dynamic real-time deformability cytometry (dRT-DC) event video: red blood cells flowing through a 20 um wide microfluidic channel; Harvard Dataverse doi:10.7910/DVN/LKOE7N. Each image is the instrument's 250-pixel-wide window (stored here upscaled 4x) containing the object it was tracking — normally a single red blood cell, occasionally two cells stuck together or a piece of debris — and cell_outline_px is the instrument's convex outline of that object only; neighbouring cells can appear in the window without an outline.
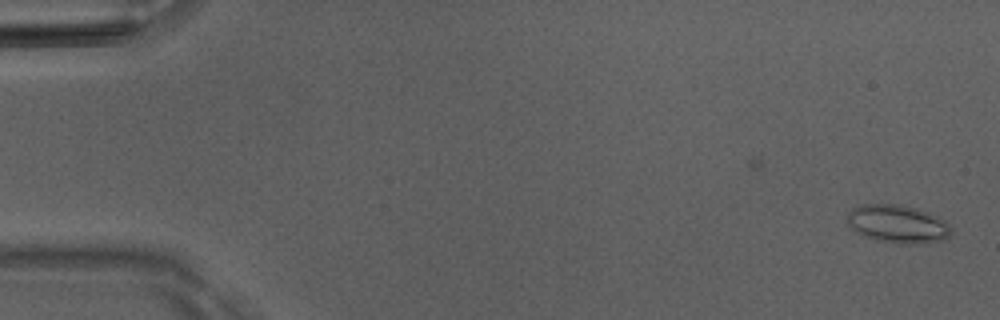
{"species": "Egyptian fruit bat (a non-hibernating species)", "species_latin": "Rousettus aegyptiacus", "temperature_condition": "room temperature", "stored_images_in_passage": 9, "camera_frame_rate_fps": 3000, "um_per_image_px": 0.085, "animal": {"sex": "male"}, "frame": {"image": 1, "passage_image": 1, "time_ms": 0.0, "image_size_px": [1000, 320], "cell_outline_px": [[952, 232], [948, 236], [940, 240], [904, 244], [900, 244], [868, 236], [852, 228], [848, 224], [848, 212], [852, 208], [864, 204], [900, 204], [916, 208], [928, 212], [944, 220], [948, 224]], "centroid_in_image_um": [76.31, 19.0], "position_along_channel_um": 8.7, "area_um2": 22.37}}